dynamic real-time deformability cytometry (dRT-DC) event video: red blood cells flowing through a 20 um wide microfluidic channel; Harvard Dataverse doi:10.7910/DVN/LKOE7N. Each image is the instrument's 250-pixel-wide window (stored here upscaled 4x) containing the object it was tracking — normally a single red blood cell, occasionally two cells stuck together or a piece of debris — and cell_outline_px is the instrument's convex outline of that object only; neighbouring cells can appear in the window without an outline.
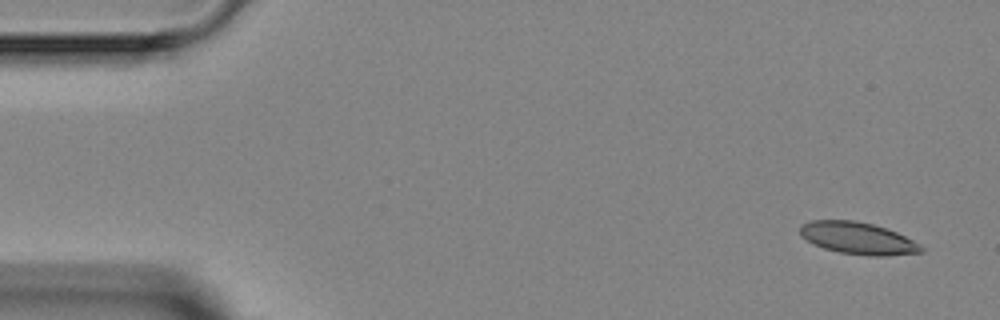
{"species": "Egyptian fruit bat (a non-hibernating species)", "species_latin": "Rousettus aegyptiacus", "temperature_condition": "room temperature", "stored_images_in_passage": 4, "camera_frame_rate_fps": 3000, "um_per_image_px": 0.085, "animal": {"sex": "female"}, "frame": {"image": 1, "passage_image": 1, "time_ms": 0.0, "image_size_px": [1000, 320], "cell_outline_px": [[924, 252], [884, 256], [868, 256], [840, 252], [824, 248], [812, 244], [800, 236], [800, 224], [812, 220], [856, 220], [872, 224], [896, 232], [920, 244], [924, 248]], "centroid_in_image_um": [72.89, 20.25], "position_along_channel_um": 12.1, "area_um2": 22.66}}
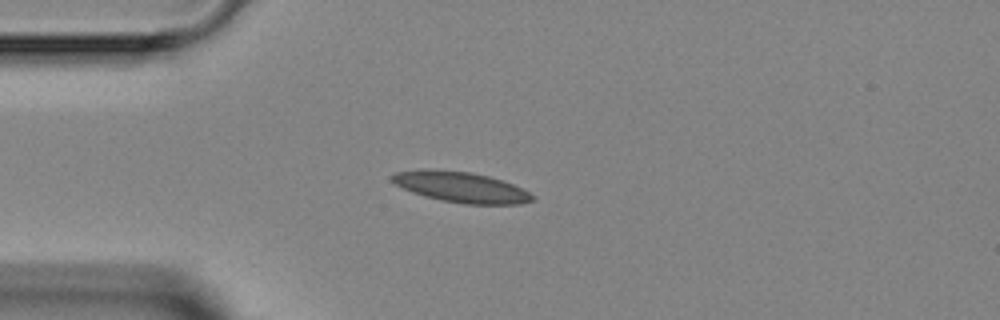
{"frame": {"image": 2, "passage_image": 4, "time_ms": 3.333, "image_size_px": [1000, 320], "cell_outline_px": [[536, 200], [520, 204], [464, 204], [440, 200], [424, 196], [412, 192], [396, 184], [388, 176], [396, 172], [424, 168], [428, 168], [472, 172], [488, 176], [512, 184], [536, 196]], "centroid_in_image_um": [39.17, 15.9], "position_along_channel_um": 45.8, "area_um2": 25.14}}